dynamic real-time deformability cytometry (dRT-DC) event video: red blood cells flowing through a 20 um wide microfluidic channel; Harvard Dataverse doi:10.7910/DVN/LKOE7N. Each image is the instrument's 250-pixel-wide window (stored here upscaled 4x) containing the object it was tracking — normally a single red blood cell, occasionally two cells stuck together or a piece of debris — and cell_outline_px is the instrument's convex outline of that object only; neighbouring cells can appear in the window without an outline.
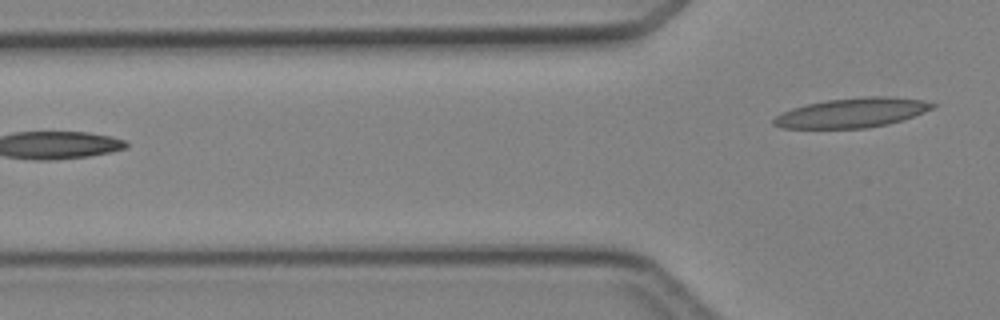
{"species": "Egyptian fruit bat (a non-hibernating species)", "species_latin": "Rousettus aegyptiacus", "temperature_condition": "cold", "stored_images_in_passage": 5, "camera_frame_rate_fps": 3000, "um_per_image_px": 0.085, "animal": {"sex": "female"}, "frame": {"image": 1, "passage_image": 5, "time_ms": 4.667, "image_size_px": [1000, 320], "cell_outline_px": [[936, 104], [932, 108], [924, 112], [888, 124], [868, 128], [780, 128], [772, 124], [772, 120], [780, 112], [792, 108], [824, 100], [864, 96], [888, 96], [924, 100]], "centroid_in_image_um": [72.38, 9.58], "position_along_channel_um": 53.4, "area_um2": 27.4}}